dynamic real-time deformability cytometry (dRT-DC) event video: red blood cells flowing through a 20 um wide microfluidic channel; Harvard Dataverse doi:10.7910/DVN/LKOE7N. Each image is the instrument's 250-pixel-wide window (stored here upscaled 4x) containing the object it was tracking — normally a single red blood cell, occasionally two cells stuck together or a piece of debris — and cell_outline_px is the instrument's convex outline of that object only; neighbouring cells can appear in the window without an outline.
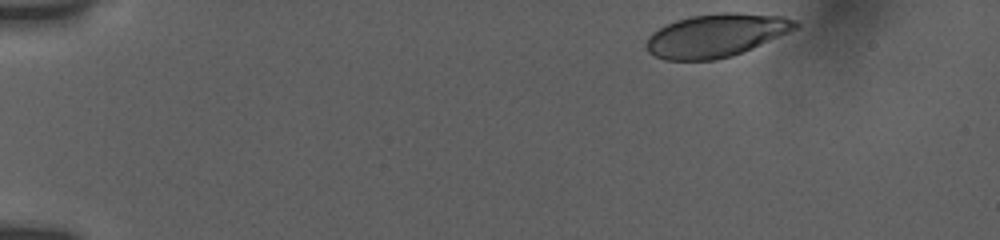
{"species": "human", "species_latin": "Homo sapiens", "temperature_condition": "room temperature", "stored_images_in_passage": 9, "camera_frame_rate_fps": 3000, "um_per_image_px": 0.085, "donor": {"sex": "female"}, "frame": {"image": 1, "passage_image": 1, "time_ms": 0.0, "image_size_px": [1000, 240], "cell_outline_px": [[800, 24], [796, 28], [780, 36], [744, 52], [732, 56], [716, 60], [664, 60], [648, 52], [644, 44], [648, 36], [652, 32], [676, 20], [692, 16], [720, 12], [740, 12], [784, 16], [796, 20]], "centroid_in_image_um": [60.87, 3.01], "position_along_channel_um": 24.1, "area_um2": 37.74}}
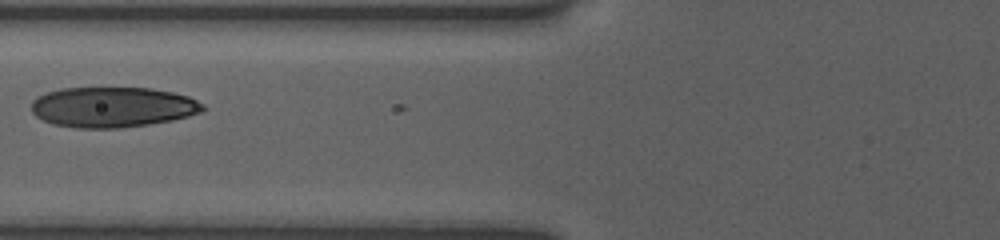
{"frame": {"image": 2, "passage_image": 7, "time_ms": 5.333, "image_size_px": [1000, 240], "cell_outline_px": [[204, 108], [200, 112], [188, 116], [172, 120], [148, 124], [116, 128], [80, 128], [56, 124], [44, 120], [36, 116], [32, 112], [32, 100], [36, 96], [44, 92], [60, 88], [148, 88], [172, 92], [188, 96], [204, 104]], "centroid_in_image_um": [9.54, 9.09], "position_along_channel_um": 116.3, "area_um2": 40.17}}
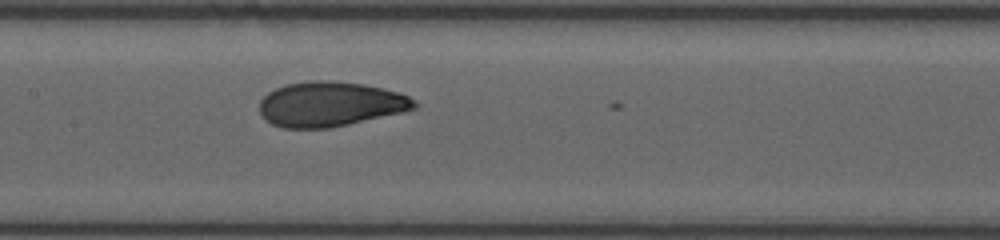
{"frame": {"image": 3, "passage_image": 9, "time_ms": 7.0, "image_size_px": [1000, 240], "cell_outline_px": [[416, 108], [404, 112], [348, 124], [328, 128], [284, 128], [272, 124], [264, 120], [260, 112], [260, 100], [268, 92], [284, 84], [308, 80], [324, 80], [364, 84], [384, 88], [400, 92], [416, 100]], "centroid_in_image_um": [28.06, 8.84], "position_along_channel_um": 179.3, "area_um2": 40.69}}